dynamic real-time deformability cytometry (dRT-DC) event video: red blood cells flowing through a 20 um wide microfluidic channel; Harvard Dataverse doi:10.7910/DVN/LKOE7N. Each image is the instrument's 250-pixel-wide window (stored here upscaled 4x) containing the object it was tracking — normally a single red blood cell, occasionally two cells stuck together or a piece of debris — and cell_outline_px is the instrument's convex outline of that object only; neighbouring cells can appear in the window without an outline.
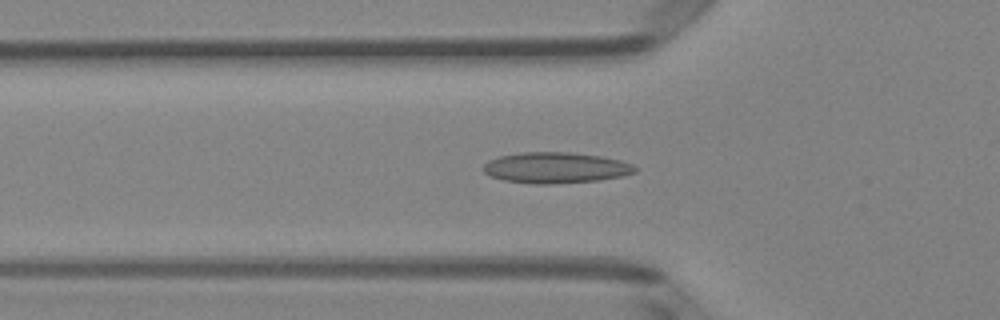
{"species": "Egyptian fruit bat (a non-hibernating species)", "species_latin": "Rousettus aegyptiacus", "temperature_condition": "room temperature", "stored_images_in_passage": 44, "camera_frame_rate_fps": 3000, "um_per_image_px": 0.085, "animal": {"sex": "female"}, "frame": {"image": 1, "passage_image": 17, "time_ms": 5.333, "image_size_px": [1000, 320], "cell_outline_px": [[636, 172], [620, 176], [600, 180], [552, 184], [532, 184], [504, 180], [492, 176], [484, 172], [480, 168], [488, 160], [500, 156], [520, 152], [568, 152], [600, 156], [620, 160], [632, 164], [636, 168]], "centroid_in_image_um": [47.2, 14.26], "position_along_channel_um": 78.6, "area_um2": 27.34}}
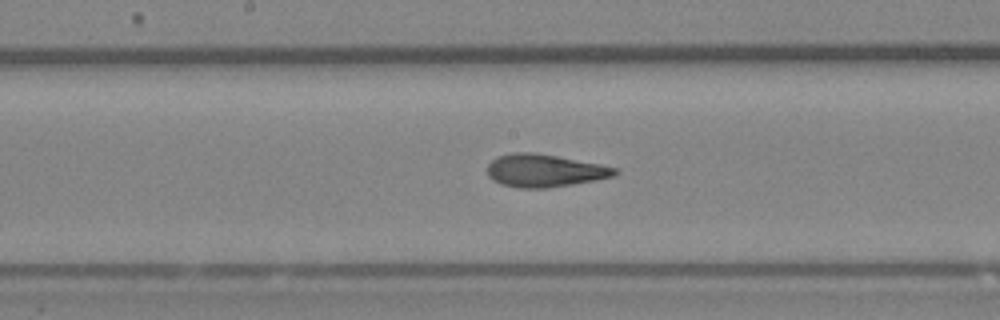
{"frame": {"image": 2, "passage_image": 26, "time_ms": 8.333, "image_size_px": [1000, 320], "cell_outline_px": [[620, 172], [616, 176], [596, 180], [548, 188], [520, 188], [500, 184], [492, 180], [488, 176], [488, 164], [496, 156], [512, 152], [532, 152], [556, 156], [600, 164], [616, 168]], "centroid_in_image_um": [46.28, 14.5], "position_along_channel_um": 201.9, "area_um2": 24.45}}
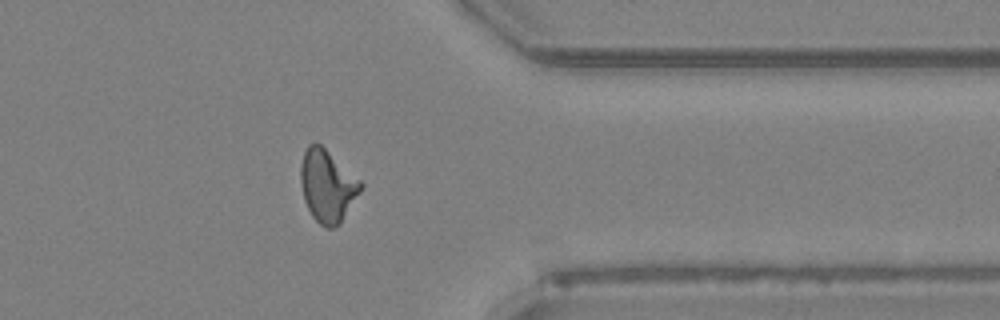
{"frame": {"image": 3, "passage_image": 40, "time_ms": 13.0, "image_size_px": [1000, 320], "cell_outline_px": [[364, 184], [360, 192], [340, 224], [332, 228], [324, 228], [312, 216], [304, 200], [300, 180], [300, 164], [304, 152], [308, 144], [320, 144], [360, 180]], "centroid_in_image_um": [27.82, 15.82], "position_along_channel_um": 383.6, "area_um2": 25.09}, "authors_computed_cell_mechanics": {"area_um2": 24.6806, "velocity_mm_per_s": 4.109, "shape_relaxation_time_tau1_ms": 10.6415, "shape_relaxation_time_tau2_ms": 1.4279, "deformation_change_tau1": 0.2343, "deformation_change_tau2": 0.091}}